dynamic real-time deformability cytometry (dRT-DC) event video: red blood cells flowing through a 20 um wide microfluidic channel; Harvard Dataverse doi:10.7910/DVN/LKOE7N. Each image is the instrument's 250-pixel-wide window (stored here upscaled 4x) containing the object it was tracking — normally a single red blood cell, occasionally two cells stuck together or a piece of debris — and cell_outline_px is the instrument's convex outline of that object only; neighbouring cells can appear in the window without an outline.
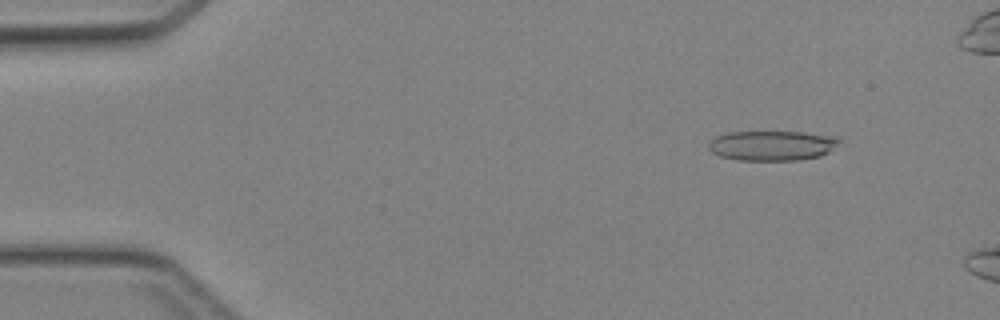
{"species": "Egyptian fruit bat (a non-hibernating species)", "species_latin": "Rousettus aegyptiacus", "temperature_condition": "cold", "stored_images_in_passage": 9, "camera_frame_rate_fps": 3000, "um_per_image_px": 0.085, "animal": {"sex": "female"}, "frame": {"image": 1, "passage_image": 4, "time_ms": 1.0, "image_size_px": [1000, 320], "cell_outline_px": [[840, 140], [828, 152], [820, 156], [796, 160], [736, 160], [720, 156], [712, 152], [708, 148], [708, 144], [716, 136], [728, 132], [804, 132], [836, 136]], "centroid_in_image_um": [65.6, 12.37], "position_along_channel_um": 19.4, "area_um2": 22.66}}